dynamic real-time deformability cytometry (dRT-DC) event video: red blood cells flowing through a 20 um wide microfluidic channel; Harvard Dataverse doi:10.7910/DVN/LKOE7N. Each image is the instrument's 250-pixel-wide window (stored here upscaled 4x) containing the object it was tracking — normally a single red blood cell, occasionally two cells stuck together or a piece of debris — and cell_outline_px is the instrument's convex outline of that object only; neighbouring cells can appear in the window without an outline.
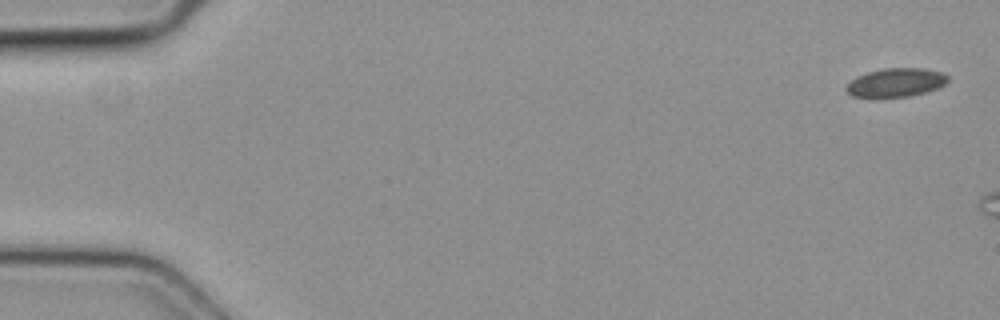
{"species": "common noctule bat (a hibernating species)", "species_latin": "Nyctalus noctula", "temperature_condition": "cold", "stored_images_in_passage": 3, "camera_frame_rate_fps": 3000, "um_per_image_px": 0.085, "animal": {"sex": "female", "body_mass_g": 19.3, "forearm_length_mm": 54.1}, "frame": {"image": 1, "passage_image": 1, "time_ms": 0.0, "image_size_px": [1000, 320], "cell_outline_px": [[948, 80], [940, 88], [908, 96], [852, 96], [844, 88], [856, 76], [868, 72], [884, 68], [924, 68], [944, 72], [948, 76]], "centroid_in_image_um": [76.19, 6.99], "position_along_channel_um": 8.8, "area_um2": 16.76}}